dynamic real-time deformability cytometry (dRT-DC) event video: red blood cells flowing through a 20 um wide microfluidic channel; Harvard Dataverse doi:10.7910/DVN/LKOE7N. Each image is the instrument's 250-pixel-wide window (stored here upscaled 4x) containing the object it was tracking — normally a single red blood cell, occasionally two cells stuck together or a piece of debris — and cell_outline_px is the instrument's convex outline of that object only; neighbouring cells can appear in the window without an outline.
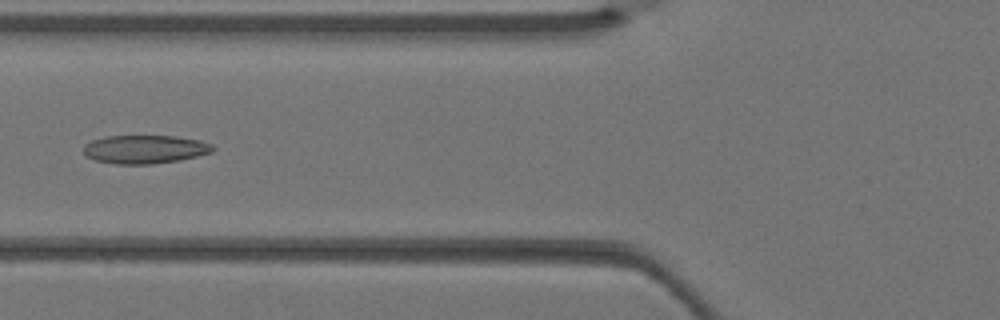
{"species": "Egyptian fruit bat (a non-hibernating species)", "species_latin": "Rousettus aegyptiacus", "temperature_condition": "warm", "stored_images_in_passage": 5, "camera_frame_rate_fps": 3000, "um_per_image_px": 0.085, "animal": {"sex": "female"}, "frame": {"image": 1, "passage_image": 5, "time_ms": 1.333, "image_size_px": [1000, 320], "cell_outline_px": [[216, 148], [212, 152], [180, 160], [152, 164], [116, 164], [96, 160], [84, 156], [84, 144], [92, 140], [104, 136], [176, 136], [200, 140], [212, 144]], "centroid_in_image_um": [12.31, 12.68], "position_along_channel_um": 113.5, "area_um2": 21.56}}